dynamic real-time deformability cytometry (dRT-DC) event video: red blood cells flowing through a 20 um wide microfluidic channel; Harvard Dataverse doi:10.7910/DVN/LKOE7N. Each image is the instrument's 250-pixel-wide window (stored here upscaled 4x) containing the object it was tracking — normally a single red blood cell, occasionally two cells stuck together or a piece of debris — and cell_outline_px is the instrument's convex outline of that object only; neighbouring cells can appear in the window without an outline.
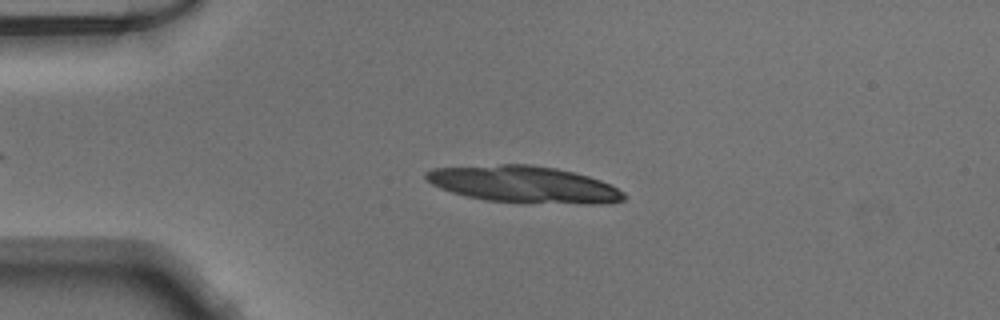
{"species": "Egyptian fruit bat (a non-hibernating species)", "species_latin": "Rousettus aegyptiacus", "temperature_condition": "warm", "stored_images_in_passage": 18, "camera_frame_rate_fps": 3000, "um_per_image_px": 0.085, "animal": {"sex": "male"}, "frame": {"image": 1, "passage_image": 8, "time_ms": 2.333, "image_size_px": [1000, 320], "cell_outline_px": [[624, 200], [596, 204], [588, 204], [484, 200], [452, 192], [440, 188], [432, 184], [424, 176], [424, 172], [432, 168], [500, 164], [528, 164], [556, 168], [588, 176], [600, 180], [624, 192]], "centroid_in_image_um": [44.49, 15.65], "position_along_channel_um": 40.5, "area_um2": 41.79}}
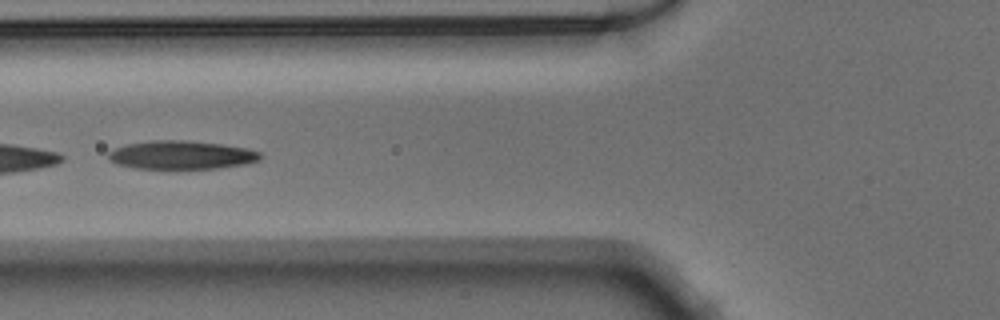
{"frame": {"image": 2, "passage_image": 16, "time_ms": 5.0, "image_size_px": [1000, 320], "cell_outline_px": [[260, 160], [244, 164], [216, 168], [132, 168], [116, 164], [108, 160], [108, 152], [116, 148], [128, 144], [152, 140], [188, 140], [220, 144], [248, 148], [260, 152]], "centroid_in_image_um": [15.39, 13.17], "position_along_channel_um": 110.4, "area_um2": 25.09}}